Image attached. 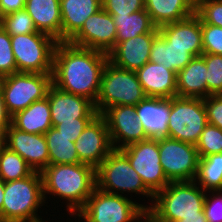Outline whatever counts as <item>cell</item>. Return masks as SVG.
<instances>
[{"mask_svg":"<svg viewBox=\"0 0 222 222\" xmlns=\"http://www.w3.org/2000/svg\"><path fill=\"white\" fill-rule=\"evenodd\" d=\"M107 62L108 54L104 52L58 42L53 56L52 84L95 104Z\"/></svg>","mask_w":222,"mask_h":222,"instance_id":"1","label":"cell"},{"mask_svg":"<svg viewBox=\"0 0 222 222\" xmlns=\"http://www.w3.org/2000/svg\"><path fill=\"white\" fill-rule=\"evenodd\" d=\"M43 196L46 193L67 200V211L73 216L86 204L96 188V169L90 165H48L42 172Z\"/></svg>","mask_w":222,"mask_h":222,"instance_id":"2","label":"cell"},{"mask_svg":"<svg viewBox=\"0 0 222 222\" xmlns=\"http://www.w3.org/2000/svg\"><path fill=\"white\" fill-rule=\"evenodd\" d=\"M195 181L170 182L154 195L147 213L156 222H175L203 212L206 193Z\"/></svg>","mask_w":222,"mask_h":222,"instance_id":"3","label":"cell"},{"mask_svg":"<svg viewBox=\"0 0 222 222\" xmlns=\"http://www.w3.org/2000/svg\"><path fill=\"white\" fill-rule=\"evenodd\" d=\"M41 172L4 182V197L0 222H45L36 213L45 203Z\"/></svg>","mask_w":222,"mask_h":222,"instance_id":"4","label":"cell"},{"mask_svg":"<svg viewBox=\"0 0 222 222\" xmlns=\"http://www.w3.org/2000/svg\"><path fill=\"white\" fill-rule=\"evenodd\" d=\"M146 97L135 71L119 68L108 61L102 71L94 105L97 113L102 114L117 105L136 106Z\"/></svg>","mask_w":222,"mask_h":222,"instance_id":"5","label":"cell"},{"mask_svg":"<svg viewBox=\"0 0 222 222\" xmlns=\"http://www.w3.org/2000/svg\"><path fill=\"white\" fill-rule=\"evenodd\" d=\"M96 187L110 194L118 195V191L124 194L127 191L151 197L152 201L154 199V194L145 186L120 149H113L96 168Z\"/></svg>","mask_w":222,"mask_h":222,"instance_id":"6","label":"cell"},{"mask_svg":"<svg viewBox=\"0 0 222 222\" xmlns=\"http://www.w3.org/2000/svg\"><path fill=\"white\" fill-rule=\"evenodd\" d=\"M149 209L122 194H110L96 187L77 216L84 222H136Z\"/></svg>","mask_w":222,"mask_h":222,"instance_id":"7","label":"cell"},{"mask_svg":"<svg viewBox=\"0 0 222 222\" xmlns=\"http://www.w3.org/2000/svg\"><path fill=\"white\" fill-rule=\"evenodd\" d=\"M207 124L204 99L179 96L169 99L168 138L196 145Z\"/></svg>","mask_w":222,"mask_h":222,"instance_id":"8","label":"cell"},{"mask_svg":"<svg viewBox=\"0 0 222 222\" xmlns=\"http://www.w3.org/2000/svg\"><path fill=\"white\" fill-rule=\"evenodd\" d=\"M52 73L17 72L2 77L0 88L11 116L47 97Z\"/></svg>","mask_w":222,"mask_h":222,"instance_id":"9","label":"cell"},{"mask_svg":"<svg viewBox=\"0 0 222 222\" xmlns=\"http://www.w3.org/2000/svg\"><path fill=\"white\" fill-rule=\"evenodd\" d=\"M10 39L17 72L52 73L57 40L42 32L10 35Z\"/></svg>","mask_w":222,"mask_h":222,"instance_id":"10","label":"cell"},{"mask_svg":"<svg viewBox=\"0 0 222 222\" xmlns=\"http://www.w3.org/2000/svg\"><path fill=\"white\" fill-rule=\"evenodd\" d=\"M140 175L145 186L155 195L170 181L166 178L159 154V137L132 143L120 149Z\"/></svg>","mask_w":222,"mask_h":222,"instance_id":"11","label":"cell"},{"mask_svg":"<svg viewBox=\"0 0 222 222\" xmlns=\"http://www.w3.org/2000/svg\"><path fill=\"white\" fill-rule=\"evenodd\" d=\"M160 163L170 182L194 181L200 160L196 145L159 137Z\"/></svg>","mask_w":222,"mask_h":222,"instance_id":"12","label":"cell"},{"mask_svg":"<svg viewBox=\"0 0 222 222\" xmlns=\"http://www.w3.org/2000/svg\"><path fill=\"white\" fill-rule=\"evenodd\" d=\"M101 115L106 121L113 149L149 138L137 119L136 106L117 105L106 109Z\"/></svg>","mask_w":222,"mask_h":222,"instance_id":"13","label":"cell"},{"mask_svg":"<svg viewBox=\"0 0 222 222\" xmlns=\"http://www.w3.org/2000/svg\"><path fill=\"white\" fill-rule=\"evenodd\" d=\"M117 30L112 15L103 8L88 17L69 43L108 54L116 44Z\"/></svg>","mask_w":222,"mask_h":222,"instance_id":"14","label":"cell"},{"mask_svg":"<svg viewBox=\"0 0 222 222\" xmlns=\"http://www.w3.org/2000/svg\"><path fill=\"white\" fill-rule=\"evenodd\" d=\"M81 163L97 168L113 150L104 117L97 114L75 142Z\"/></svg>","mask_w":222,"mask_h":222,"instance_id":"15","label":"cell"},{"mask_svg":"<svg viewBox=\"0 0 222 222\" xmlns=\"http://www.w3.org/2000/svg\"><path fill=\"white\" fill-rule=\"evenodd\" d=\"M47 98L52 124L76 121V118H94L98 114L91 100L65 92L53 84L48 90Z\"/></svg>","mask_w":222,"mask_h":222,"instance_id":"16","label":"cell"},{"mask_svg":"<svg viewBox=\"0 0 222 222\" xmlns=\"http://www.w3.org/2000/svg\"><path fill=\"white\" fill-rule=\"evenodd\" d=\"M6 147L18 153L34 171L42 172L49 165L44 134L27 133L11 124L7 129Z\"/></svg>","mask_w":222,"mask_h":222,"instance_id":"17","label":"cell"},{"mask_svg":"<svg viewBox=\"0 0 222 222\" xmlns=\"http://www.w3.org/2000/svg\"><path fill=\"white\" fill-rule=\"evenodd\" d=\"M158 33V27H155L149 33L115 44L108 53V61L125 70H138L149 62L153 39Z\"/></svg>","mask_w":222,"mask_h":222,"instance_id":"18","label":"cell"},{"mask_svg":"<svg viewBox=\"0 0 222 222\" xmlns=\"http://www.w3.org/2000/svg\"><path fill=\"white\" fill-rule=\"evenodd\" d=\"M158 30L171 46L186 47L193 57L203 54L201 20L196 14L182 21L162 25Z\"/></svg>","mask_w":222,"mask_h":222,"instance_id":"19","label":"cell"},{"mask_svg":"<svg viewBox=\"0 0 222 222\" xmlns=\"http://www.w3.org/2000/svg\"><path fill=\"white\" fill-rule=\"evenodd\" d=\"M135 72L147 97L171 99L177 96V74L163 64L147 62Z\"/></svg>","mask_w":222,"mask_h":222,"instance_id":"20","label":"cell"},{"mask_svg":"<svg viewBox=\"0 0 222 222\" xmlns=\"http://www.w3.org/2000/svg\"><path fill=\"white\" fill-rule=\"evenodd\" d=\"M100 9L102 0H60L61 42H68Z\"/></svg>","mask_w":222,"mask_h":222,"instance_id":"21","label":"cell"},{"mask_svg":"<svg viewBox=\"0 0 222 222\" xmlns=\"http://www.w3.org/2000/svg\"><path fill=\"white\" fill-rule=\"evenodd\" d=\"M136 113L148 137H167L169 99L146 97L136 105Z\"/></svg>","mask_w":222,"mask_h":222,"instance_id":"22","label":"cell"},{"mask_svg":"<svg viewBox=\"0 0 222 222\" xmlns=\"http://www.w3.org/2000/svg\"><path fill=\"white\" fill-rule=\"evenodd\" d=\"M25 10L33 19L38 32L61 42L60 0H26Z\"/></svg>","mask_w":222,"mask_h":222,"instance_id":"23","label":"cell"},{"mask_svg":"<svg viewBox=\"0 0 222 222\" xmlns=\"http://www.w3.org/2000/svg\"><path fill=\"white\" fill-rule=\"evenodd\" d=\"M207 66L201 57H194L182 70L177 72V96L189 98L208 97Z\"/></svg>","mask_w":222,"mask_h":222,"instance_id":"24","label":"cell"},{"mask_svg":"<svg viewBox=\"0 0 222 222\" xmlns=\"http://www.w3.org/2000/svg\"><path fill=\"white\" fill-rule=\"evenodd\" d=\"M144 3L152 23L158 28L195 14L196 0H144Z\"/></svg>","mask_w":222,"mask_h":222,"instance_id":"25","label":"cell"},{"mask_svg":"<svg viewBox=\"0 0 222 222\" xmlns=\"http://www.w3.org/2000/svg\"><path fill=\"white\" fill-rule=\"evenodd\" d=\"M12 125L27 133L45 134L53 127L48 98L33 102L26 109L17 112L12 116Z\"/></svg>","mask_w":222,"mask_h":222,"instance_id":"26","label":"cell"},{"mask_svg":"<svg viewBox=\"0 0 222 222\" xmlns=\"http://www.w3.org/2000/svg\"><path fill=\"white\" fill-rule=\"evenodd\" d=\"M193 58L186 47L171 46V43H167L160 33L154 37L149 62L163 64L177 74Z\"/></svg>","mask_w":222,"mask_h":222,"instance_id":"27","label":"cell"},{"mask_svg":"<svg viewBox=\"0 0 222 222\" xmlns=\"http://www.w3.org/2000/svg\"><path fill=\"white\" fill-rule=\"evenodd\" d=\"M111 15L117 30L116 44L149 33L156 27L146 10H139L129 15Z\"/></svg>","mask_w":222,"mask_h":222,"instance_id":"28","label":"cell"},{"mask_svg":"<svg viewBox=\"0 0 222 222\" xmlns=\"http://www.w3.org/2000/svg\"><path fill=\"white\" fill-rule=\"evenodd\" d=\"M49 152V165L81 163L75 143L51 127L45 134Z\"/></svg>","mask_w":222,"mask_h":222,"instance_id":"29","label":"cell"},{"mask_svg":"<svg viewBox=\"0 0 222 222\" xmlns=\"http://www.w3.org/2000/svg\"><path fill=\"white\" fill-rule=\"evenodd\" d=\"M194 181L205 191L222 190V153L200 158Z\"/></svg>","mask_w":222,"mask_h":222,"instance_id":"30","label":"cell"},{"mask_svg":"<svg viewBox=\"0 0 222 222\" xmlns=\"http://www.w3.org/2000/svg\"><path fill=\"white\" fill-rule=\"evenodd\" d=\"M34 170L16 152L8 147L0 151V180L14 181L30 176Z\"/></svg>","mask_w":222,"mask_h":222,"instance_id":"31","label":"cell"},{"mask_svg":"<svg viewBox=\"0 0 222 222\" xmlns=\"http://www.w3.org/2000/svg\"><path fill=\"white\" fill-rule=\"evenodd\" d=\"M0 26L9 35L36 33L33 19L25 9L18 10L0 18Z\"/></svg>","mask_w":222,"mask_h":222,"instance_id":"32","label":"cell"},{"mask_svg":"<svg viewBox=\"0 0 222 222\" xmlns=\"http://www.w3.org/2000/svg\"><path fill=\"white\" fill-rule=\"evenodd\" d=\"M201 57L207 66L208 96L222 94V55L203 53Z\"/></svg>","mask_w":222,"mask_h":222,"instance_id":"33","label":"cell"},{"mask_svg":"<svg viewBox=\"0 0 222 222\" xmlns=\"http://www.w3.org/2000/svg\"><path fill=\"white\" fill-rule=\"evenodd\" d=\"M196 149L200 158L222 153V129L208 123L201 133Z\"/></svg>","mask_w":222,"mask_h":222,"instance_id":"34","label":"cell"},{"mask_svg":"<svg viewBox=\"0 0 222 222\" xmlns=\"http://www.w3.org/2000/svg\"><path fill=\"white\" fill-rule=\"evenodd\" d=\"M195 14L201 24L222 27V0H196Z\"/></svg>","mask_w":222,"mask_h":222,"instance_id":"35","label":"cell"},{"mask_svg":"<svg viewBox=\"0 0 222 222\" xmlns=\"http://www.w3.org/2000/svg\"><path fill=\"white\" fill-rule=\"evenodd\" d=\"M17 73L10 35L0 26V76Z\"/></svg>","mask_w":222,"mask_h":222,"instance_id":"36","label":"cell"},{"mask_svg":"<svg viewBox=\"0 0 222 222\" xmlns=\"http://www.w3.org/2000/svg\"><path fill=\"white\" fill-rule=\"evenodd\" d=\"M203 53L222 55V27L201 24Z\"/></svg>","mask_w":222,"mask_h":222,"instance_id":"37","label":"cell"},{"mask_svg":"<svg viewBox=\"0 0 222 222\" xmlns=\"http://www.w3.org/2000/svg\"><path fill=\"white\" fill-rule=\"evenodd\" d=\"M102 8L109 14L129 15L145 10L144 0H102Z\"/></svg>","mask_w":222,"mask_h":222,"instance_id":"38","label":"cell"},{"mask_svg":"<svg viewBox=\"0 0 222 222\" xmlns=\"http://www.w3.org/2000/svg\"><path fill=\"white\" fill-rule=\"evenodd\" d=\"M210 192H212L213 197H208V194H206L204 201L205 217L207 222H222V190H214V192L212 190Z\"/></svg>","mask_w":222,"mask_h":222,"instance_id":"39","label":"cell"},{"mask_svg":"<svg viewBox=\"0 0 222 222\" xmlns=\"http://www.w3.org/2000/svg\"><path fill=\"white\" fill-rule=\"evenodd\" d=\"M204 107L208 123L222 129V94L206 97Z\"/></svg>","mask_w":222,"mask_h":222,"instance_id":"40","label":"cell"},{"mask_svg":"<svg viewBox=\"0 0 222 222\" xmlns=\"http://www.w3.org/2000/svg\"><path fill=\"white\" fill-rule=\"evenodd\" d=\"M93 118H76V121L63 122L61 124H52L63 136L76 142L85 127Z\"/></svg>","mask_w":222,"mask_h":222,"instance_id":"41","label":"cell"},{"mask_svg":"<svg viewBox=\"0 0 222 222\" xmlns=\"http://www.w3.org/2000/svg\"><path fill=\"white\" fill-rule=\"evenodd\" d=\"M26 0H0V18L25 9Z\"/></svg>","mask_w":222,"mask_h":222,"instance_id":"42","label":"cell"},{"mask_svg":"<svg viewBox=\"0 0 222 222\" xmlns=\"http://www.w3.org/2000/svg\"><path fill=\"white\" fill-rule=\"evenodd\" d=\"M12 124V116L9 114L2 90L0 88V127H9Z\"/></svg>","mask_w":222,"mask_h":222,"instance_id":"43","label":"cell"},{"mask_svg":"<svg viewBox=\"0 0 222 222\" xmlns=\"http://www.w3.org/2000/svg\"><path fill=\"white\" fill-rule=\"evenodd\" d=\"M175 222H207V219L203 211L198 216L184 217V219Z\"/></svg>","mask_w":222,"mask_h":222,"instance_id":"44","label":"cell"},{"mask_svg":"<svg viewBox=\"0 0 222 222\" xmlns=\"http://www.w3.org/2000/svg\"><path fill=\"white\" fill-rule=\"evenodd\" d=\"M7 129L8 127H0V151L6 147Z\"/></svg>","mask_w":222,"mask_h":222,"instance_id":"45","label":"cell"},{"mask_svg":"<svg viewBox=\"0 0 222 222\" xmlns=\"http://www.w3.org/2000/svg\"><path fill=\"white\" fill-rule=\"evenodd\" d=\"M3 197H4V182L0 180V213L2 212Z\"/></svg>","mask_w":222,"mask_h":222,"instance_id":"46","label":"cell"},{"mask_svg":"<svg viewBox=\"0 0 222 222\" xmlns=\"http://www.w3.org/2000/svg\"><path fill=\"white\" fill-rule=\"evenodd\" d=\"M144 218V219H143ZM143 219V221H142ZM141 220V221H140ZM136 222H156L147 212L141 216Z\"/></svg>","mask_w":222,"mask_h":222,"instance_id":"47","label":"cell"}]
</instances>
